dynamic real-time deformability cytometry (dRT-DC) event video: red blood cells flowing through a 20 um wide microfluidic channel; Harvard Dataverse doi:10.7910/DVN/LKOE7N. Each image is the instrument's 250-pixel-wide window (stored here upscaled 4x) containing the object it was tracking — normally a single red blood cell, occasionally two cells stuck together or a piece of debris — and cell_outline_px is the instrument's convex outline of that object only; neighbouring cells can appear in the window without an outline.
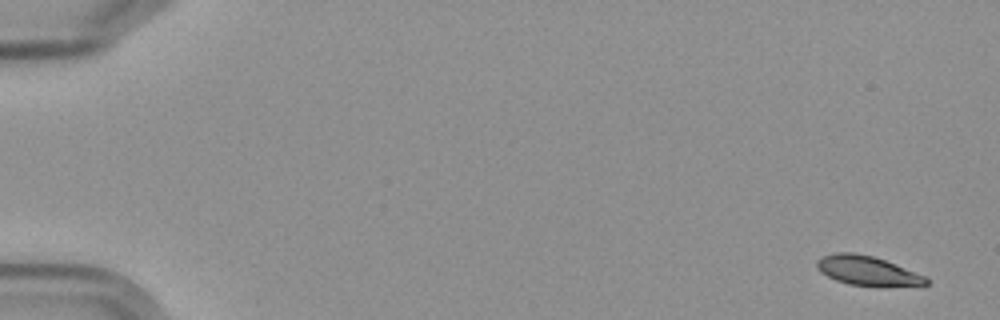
{"species": "Egyptian fruit bat (a non-hibernating species)", "species_latin": "Rousettus aegyptiacus", "temperature_condition": "cold", "stored_images_in_passage": 7, "segment_of_instrument_passage": [2, 2], "camera_frame_rate_fps": 3000, "um_per_image_px": 0.085, "frame": {"image": 1, "passage_image": 7, "time_ms": 7.667, "image_size_px": [1000, 320], "cell_outline_px": [[928, 284], [848, 284], [836, 280], [820, 272], [816, 264], [816, 260], [820, 256], [836, 252], [852, 252], [872, 256], [896, 264], [924, 276], [928, 280]], "centroid_in_image_um": [73.6, 22.95], "position_along_channel_um": 11.4, "area_um2": 17.86}}